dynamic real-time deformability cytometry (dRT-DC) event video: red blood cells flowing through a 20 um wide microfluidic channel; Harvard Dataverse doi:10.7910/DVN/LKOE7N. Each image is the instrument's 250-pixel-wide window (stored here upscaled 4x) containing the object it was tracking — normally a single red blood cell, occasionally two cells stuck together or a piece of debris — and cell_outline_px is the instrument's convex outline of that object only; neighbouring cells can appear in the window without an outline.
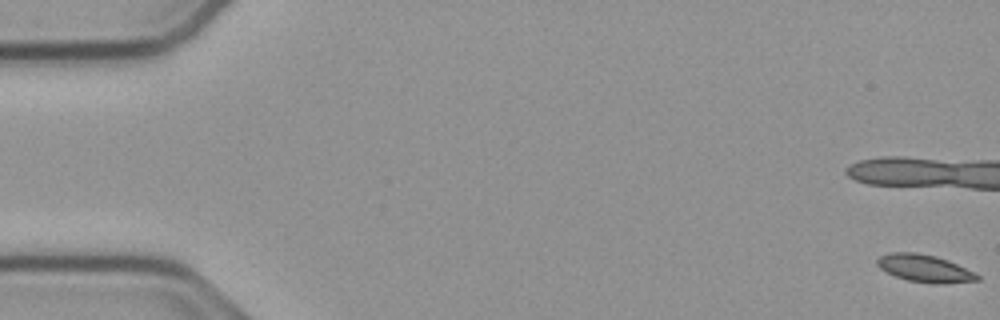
{"species": "common noctule bat (a hibernating species)", "species_latin": "Nyctalus noctula", "temperature_condition": "cold", "stored_images_in_passage": 57, "camera_frame_rate_fps": 3000, "um_per_image_px": 0.085, "animal": {"sex": "male", "body_mass_g": 23.1, "forearm_length_mm": 52.7}, "frame": {"image": 1, "passage_image": 1, "time_ms": 0.0, "image_size_px": [1000, 320], "cell_outline_px": [[980, 280], [944, 284], [932, 284], [908, 280], [896, 276], [880, 268], [876, 264], [876, 260], [880, 256], [888, 252], [916, 252], [936, 256], [948, 260], [980, 276]], "centroid_in_image_um": [78.58, 22.81], "position_along_channel_um": 6.4, "area_um2": 15.95}, "authors_computed_cell_mechanics": {"area_um2": 16.0684, "velocity_mm_per_s": 3.747, "shape_relaxation_time_tau1_ms": 5.7511, "shape_relaxation_time_tau2_ms": 6.7265, "deformation_change_tau1": 0.1172, "deformation_change_tau2": 0.0866}}